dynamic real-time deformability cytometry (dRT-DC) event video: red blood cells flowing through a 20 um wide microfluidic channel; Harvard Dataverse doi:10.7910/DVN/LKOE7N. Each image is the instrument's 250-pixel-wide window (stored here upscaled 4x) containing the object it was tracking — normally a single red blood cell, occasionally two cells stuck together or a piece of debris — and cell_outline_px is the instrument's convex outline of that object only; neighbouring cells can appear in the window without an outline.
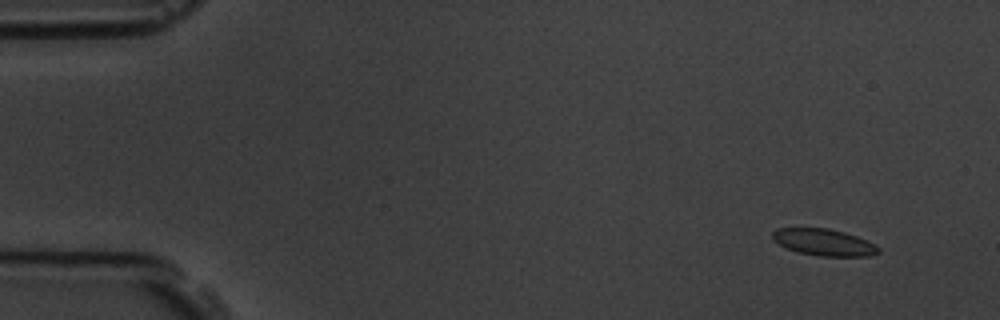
{"species": "common noctule bat (a hibernating species)", "species_latin": "Nyctalus noctula", "temperature_condition": "room temperature", "stored_images_in_passage": 6, "camera_frame_rate_fps": 3000, "um_per_image_px": 0.085, "animal": {"sex": "male", "body_mass_g": 19.5, "forearm_length_mm": 54.6}, "frame": {"image": 1, "passage_image": 2, "time_ms": 1.333, "image_size_px": [1000, 320], "cell_outline_px": [[880, 252], [872, 256], [820, 256], [796, 252], [780, 244], [772, 236], [772, 232], [776, 228], [828, 228], [844, 232], [856, 236], [880, 248]], "centroid_in_image_um": [70.03, 20.6], "position_along_channel_um": 15.0, "area_um2": 16.3}}
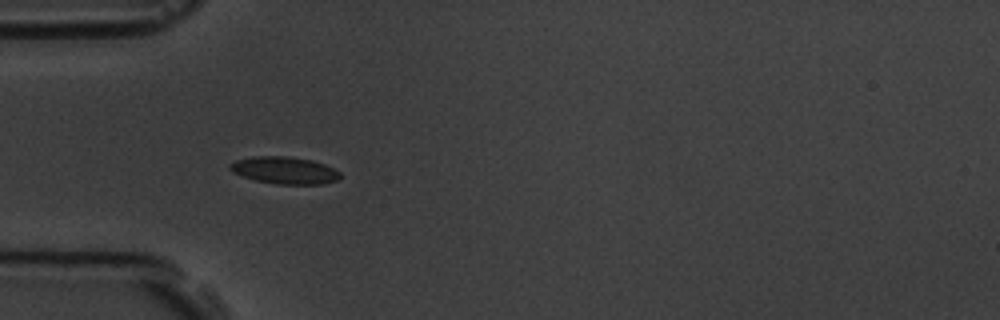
{"frame": {"image": 2, "passage_image": 5, "time_ms": 5.667, "image_size_px": [1000, 320], "cell_outline_px": [[340, 176], [336, 180], [320, 184], [276, 184], [256, 180], [232, 172], [228, 168], [228, 164], [236, 160], [252, 156], [288, 156], [312, 160], [324, 164], [340, 172]], "centroid_in_image_um": [24.15, 14.46], "position_along_channel_um": 60.9, "area_um2": 17.34}}
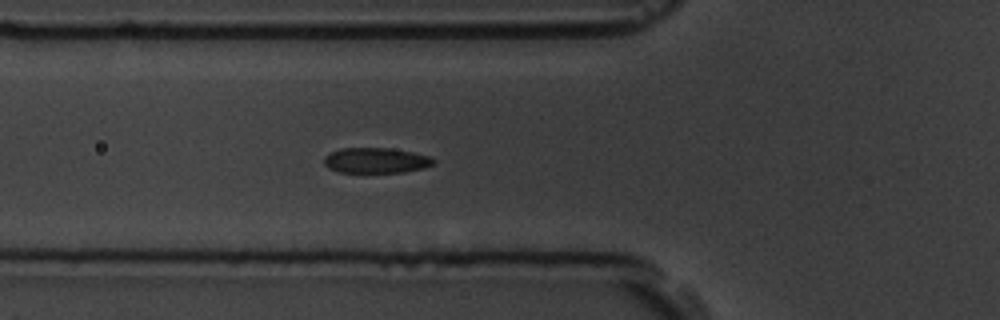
{"frame": {"image": 3, "passage_image": 6, "time_ms": 6.667, "image_size_px": [1000, 320], "cell_outline_px": [[436, 164], [424, 168], [404, 172], [340, 172], [328, 168], [324, 164], [324, 156], [328, 152], [340, 148], [388, 148], [412, 152], [428, 156], [436, 160]], "centroid_in_image_um": [31.94, 13.63], "position_along_channel_um": 93.9, "area_um2": 16.3}}